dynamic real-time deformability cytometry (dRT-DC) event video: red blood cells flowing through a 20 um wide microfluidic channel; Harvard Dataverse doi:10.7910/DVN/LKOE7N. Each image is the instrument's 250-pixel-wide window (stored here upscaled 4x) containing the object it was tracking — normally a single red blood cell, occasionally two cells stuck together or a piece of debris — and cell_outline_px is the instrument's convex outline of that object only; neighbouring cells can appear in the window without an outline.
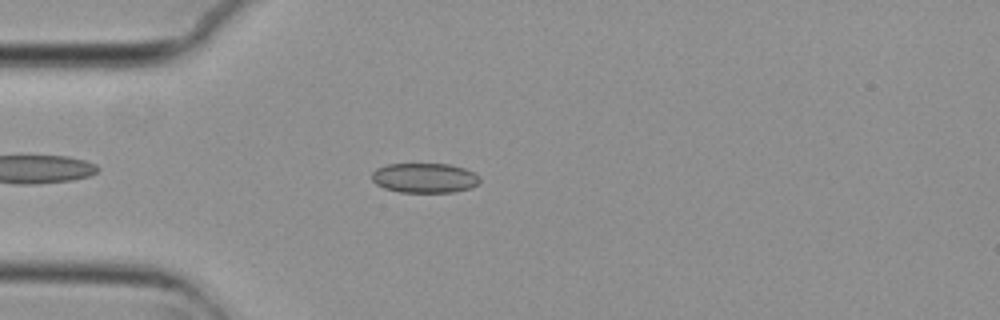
{"species": "common noctule bat (a hibernating species)", "species_latin": "Nyctalus noctula", "temperature_condition": "cold", "stored_images_in_passage": 34, "camera_frame_rate_fps": 3000, "um_per_image_px": 0.085, "animal": {"sex": "female", "body_mass_g": 29.2, "forearm_length_mm": 56.3}, "frame": {"image": 1, "passage_image": 6, "time_ms": 1.667, "image_size_px": [1000, 320], "cell_outline_px": [[480, 180], [472, 188], [452, 192], [400, 192], [384, 188], [376, 184], [372, 180], [372, 172], [376, 168], [388, 164], [448, 164], [464, 168], [480, 176]], "centroid_in_image_um": [36.08, 15.12], "position_along_channel_um": 48.9, "area_um2": 18.73}}
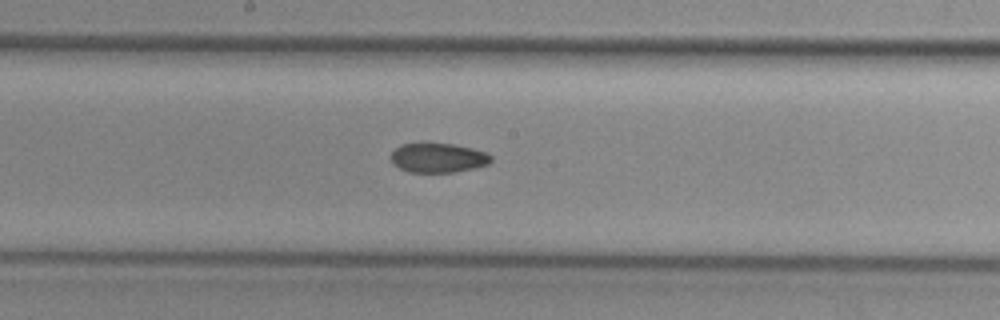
{"frame": {"image": 2, "passage_image": 20, "time_ms": 6.333, "image_size_px": [1000, 320], "cell_outline_px": [[492, 160], [488, 164], [476, 168], [456, 172], [408, 172], [392, 164], [392, 152], [400, 144], [452, 144], [472, 148], [488, 152], [492, 156]], "centroid_in_image_um": [37.28, 13.43], "position_along_channel_um": 210.9, "area_um2": 17.17}}
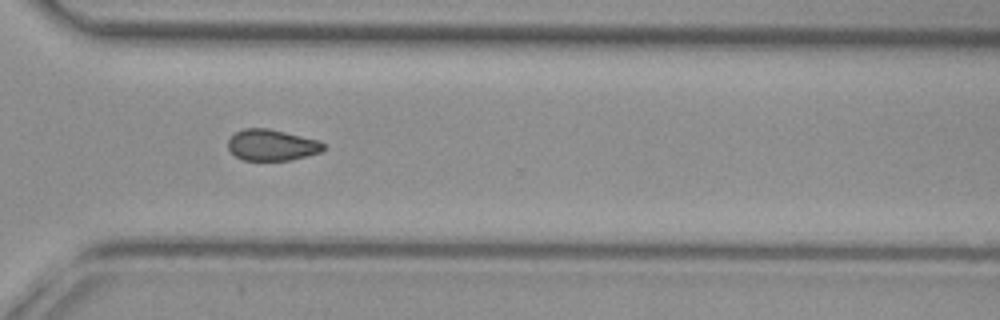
{"frame": {"image": 3, "passage_image": 31, "time_ms": 10.0, "image_size_px": [1000, 320], "cell_outline_px": [[324, 148], [320, 152], [292, 160], [244, 160], [236, 156], [228, 148], [228, 140], [236, 132], [244, 128], [268, 128], [316, 140], [324, 144]], "centroid_in_image_um": [23.08, 12.33], "position_along_channel_um": 347.5, "area_um2": 17.05}, "authors_computed_cell_mechanics": {"area_um2": 18.1203, "velocity_mm_per_s": 3.7253, "shape_relaxation_time_tau1_ms": null, "shape_relaxation_time_tau2_ms": 4.3298, "deformation_change_tau1": null, "deformation_change_tau2": 0.0717}}